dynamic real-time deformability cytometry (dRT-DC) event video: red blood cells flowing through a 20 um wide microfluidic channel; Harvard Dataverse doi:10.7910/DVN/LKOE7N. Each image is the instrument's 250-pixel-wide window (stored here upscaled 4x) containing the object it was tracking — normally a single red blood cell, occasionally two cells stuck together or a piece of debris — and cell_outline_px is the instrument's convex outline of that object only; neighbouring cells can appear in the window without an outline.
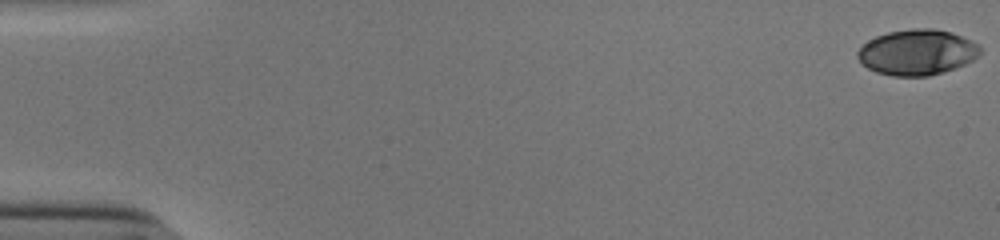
{"species": "human", "species_latin": "Homo sapiens", "temperature_condition": "cold", "stored_images_in_passage": 51, "camera_frame_rate_fps": 3000, "um_per_image_px": 0.085, "donor": {"sex": "male"}, "frame": {"image": 1, "passage_image": 1, "time_ms": 0.0, "image_size_px": [1000, 240], "cell_outline_px": [[980, 52], [972, 60], [956, 68], [928, 76], [892, 76], [876, 72], [868, 68], [856, 56], [856, 52], [868, 40], [876, 36], [888, 32], [912, 28], [932, 28], [952, 32], [980, 44]], "centroid_in_image_um": [77.95, 4.44], "position_along_channel_um": 7.1, "area_um2": 32.54}}
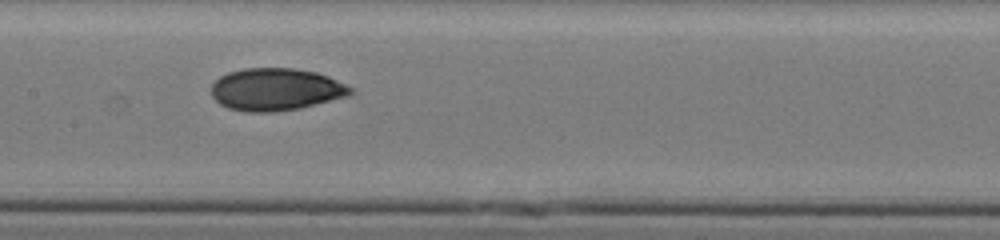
{"frame": {"image": 2, "passage_image": 28, "time_ms": 9.0, "image_size_px": [1000, 240], "cell_outline_px": [[356, 92], [348, 96], [300, 108], [272, 112], [248, 112], [228, 108], [220, 104], [212, 96], [212, 84], [220, 76], [228, 72], [244, 68], [296, 68], [316, 72], [328, 76], [352, 88]], "centroid_in_image_um": [23.45, 7.6], "position_along_channel_um": 183.9, "area_um2": 34.39}}
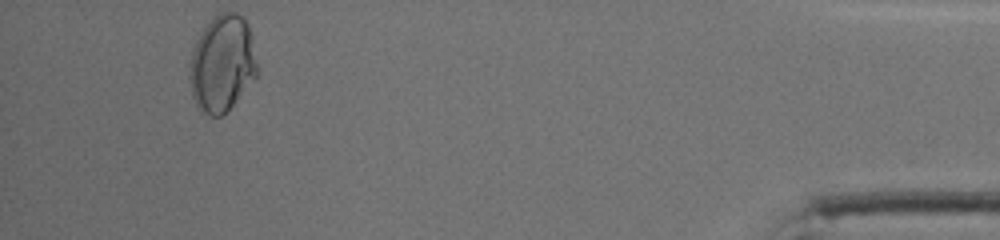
{"frame": {"image": 3, "passage_image": 51, "time_ms": 16.667, "image_size_px": [1000, 240], "cell_outline_px": [[256, 80], [220, 116], [212, 116], [200, 112], [196, 108], [192, 96], [188, 76], [192, 52], [196, 40], [204, 28], [220, 12], [236, 12], [244, 16], [248, 24], [252, 36], [256, 64]], "centroid_in_image_um": [18.87, 5.41], "position_along_channel_um": 416.3, "area_um2": 38.15}, "authors_computed_cell_mechanics": {"area_um2": 33.4662, "velocity_mm_per_s": 3.8628, "shape_relaxation_time_tau1_ms": 10.801, "shape_relaxation_time_tau2_ms": 1.9752, "deformation_change_tau1": 0.2222, "deformation_change_tau2": 0.0402}}